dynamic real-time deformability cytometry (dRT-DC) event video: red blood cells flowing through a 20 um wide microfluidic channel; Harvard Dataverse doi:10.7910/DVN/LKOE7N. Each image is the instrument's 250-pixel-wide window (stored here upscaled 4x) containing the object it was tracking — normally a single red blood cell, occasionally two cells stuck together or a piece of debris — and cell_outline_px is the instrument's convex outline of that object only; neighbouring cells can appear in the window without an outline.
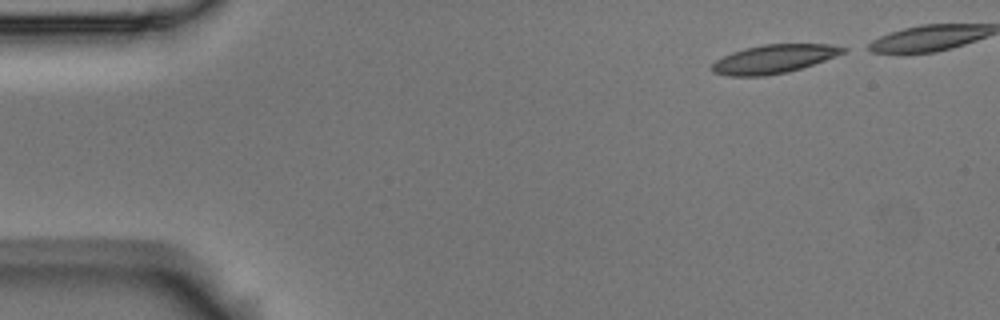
{"species": "Egyptian fruit bat (a non-hibernating species)", "species_latin": "Rousettus aegyptiacus", "temperature_condition": "room temperature", "stored_images_in_passage": 5, "camera_frame_rate_fps": 3000, "um_per_image_px": 0.085, "animal": {"sex": "male"}, "frame": {"image": 1, "passage_image": 1, "time_ms": 0.0, "image_size_px": [1000, 320], "cell_outline_px": [[848, 48], [844, 52], [824, 60], [788, 72], [764, 76], [728, 76], [712, 72], [708, 68], [716, 60], [732, 52], [744, 48], [764, 44], [828, 44]], "centroid_in_image_um": [65.71, 5.02], "position_along_channel_um": 19.3, "area_um2": 21.73}}